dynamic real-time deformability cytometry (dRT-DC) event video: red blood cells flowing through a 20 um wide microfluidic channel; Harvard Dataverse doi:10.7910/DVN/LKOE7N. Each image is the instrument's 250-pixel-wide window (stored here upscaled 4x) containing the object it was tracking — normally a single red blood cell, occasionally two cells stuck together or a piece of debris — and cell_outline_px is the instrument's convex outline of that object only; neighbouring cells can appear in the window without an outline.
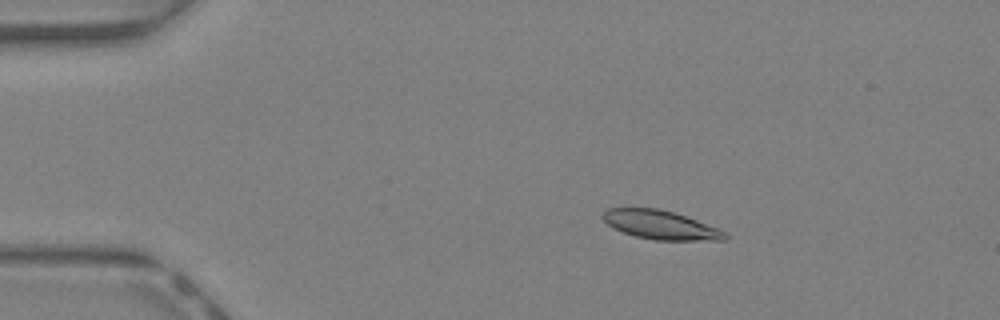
{"species": "Egyptian fruit bat (a non-hibernating species)", "species_latin": "Rousettus aegyptiacus", "temperature_condition": "warm", "stored_images_in_passage": 44, "camera_frame_rate_fps": 3000, "um_per_image_px": 0.085, "animal": {"sex": "female"}, "frame": {"image": 1, "passage_image": 8, "time_ms": 2.333, "image_size_px": [1000, 320], "cell_outline_px": [[728, 240], [656, 240], [636, 236], [624, 232], [608, 224], [600, 216], [608, 208], [656, 208], [672, 212], [696, 220], [716, 228], [724, 232], [728, 236]], "centroid_in_image_um": [56.13, 19.12], "position_along_channel_um": 28.9, "area_um2": 20.06}}
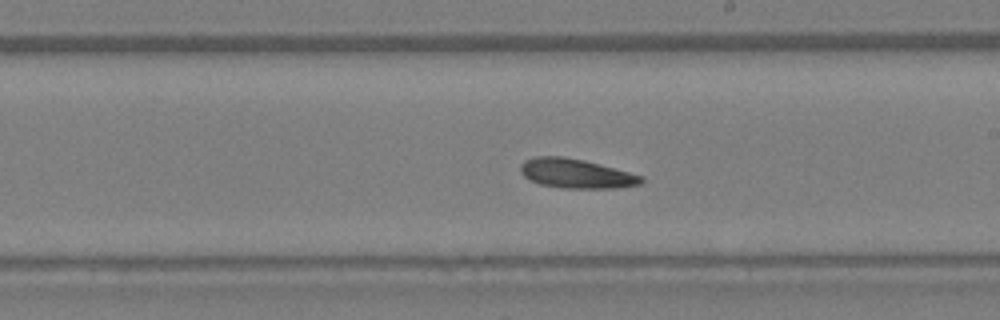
{"frame": {"image": 2, "passage_image": 26, "time_ms": 8.333, "image_size_px": [1000, 320], "cell_outline_px": [[644, 180], [640, 184], [616, 188], [560, 188], [540, 184], [528, 180], [520, 172], [520, 164], [524, 160], [536, 156], [560, 156], [584, 160], [600, 164], [644, 176]], "centroid_in_image_um": [48.94, 14.75], "position_along_channel_um": 240.1, "area_um2": 20.81}}
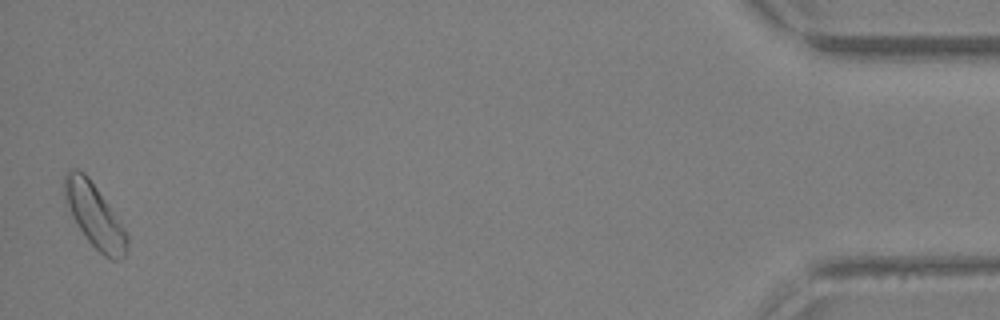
{"frame": {"image": 3, "passage_image": 44, "time_ms": 14.333, "image_size_px": [1000, 320], "cell_outline_px": [[128, 240], [124, 256], [116, 260], [112, 260], [104, 256], [88, 240], [76, 224], [64, 200], [64, 176], [72, 168], [76, 168], [84, 172], [88, 176], [124, 228], [128, 236]], "centroid_in_image_um": [8.01, 18.31], "position_along_channel_um": 427.2, "area_um2": 22.77}}